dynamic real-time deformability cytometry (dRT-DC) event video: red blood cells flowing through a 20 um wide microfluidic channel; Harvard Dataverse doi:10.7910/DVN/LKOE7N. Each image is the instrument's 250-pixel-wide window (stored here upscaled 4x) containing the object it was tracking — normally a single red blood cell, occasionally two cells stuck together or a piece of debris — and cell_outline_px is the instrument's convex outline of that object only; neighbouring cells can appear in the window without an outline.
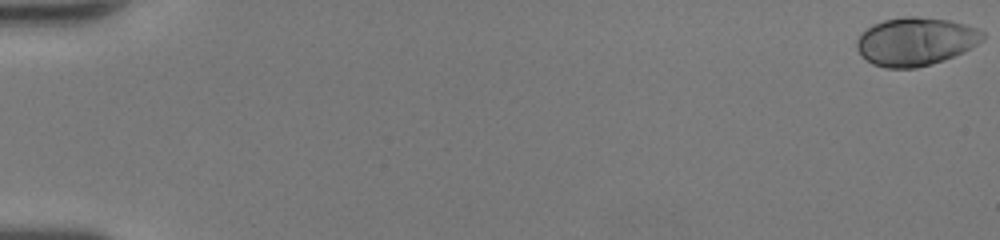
{"species": "human", "species_latin": "Homo sapiens", "temperature_condition": "room temperature", "stored_images_in_passage": 51, "camera_frame_rate_fps": 3000, "um_per_image_px": 0.085, "donor": {"sex": "female"}, "frame": {"image": 1, "passage_image": 1, "time_ms": 0.0, "image_size_px": [1000, 240], "cell_outline_px": [[984, 40], [964, 52], [944, 60], [916, 68], [884, 68], [872, 64], [856, 48], [856, 40], [872, 24], [884, 20], [904, 16], [916, 16], [948, 20], [980, 28], [984, 32]], "centroid_in_image_um": [77.86, 3.52], "position_along_channel_um": 7.1, "area_um2": 35.43}}
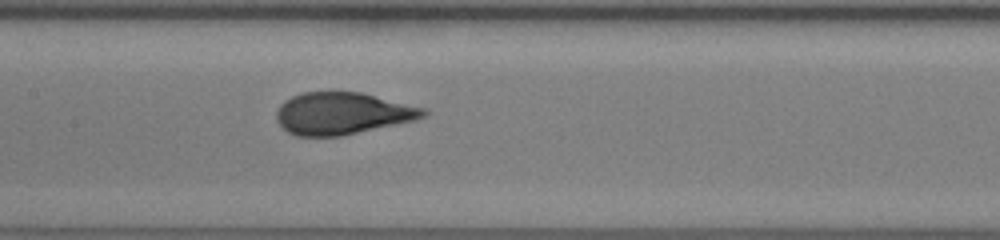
{"frame": {"image": 2, "passage_image": 27, "time_ms": 8.667, "image_size_px": [1000, 240], "cell_outline_px": [[428, 112], [424, 116], [416, 120], [340, 136], [296, 136], [288, 132], [276, 120], [276, 112], [280, 104], [284, 100], [292, 96], [304, 92], [360, 92], [424, 108]], "centroid_in_image_um": [29.07, 9.64], "position_along_channel_um": 178.3, "area_um2": 35.78}}
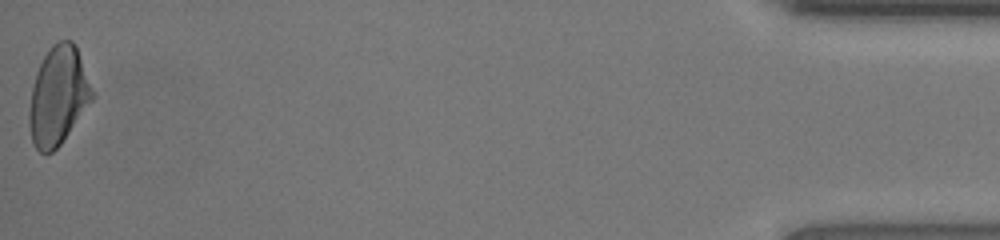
{"frame": {"image": 3, "passage_image": 51, "time_ms": 16.667, "image_size_px": [1000, 240], "cell_outline_px": [[96, 96], [60, 144], [52, 152], [40, 152], [36, 148], [32, 140], [28, 124], [28, 112], [32, 88], [36, 72], [44, 56], [52, 44], [60, 40], [72, 40], [76, 44]], "centroid_in_image_um": [4.96, 8.12], "position_along_channel_um": 430.2, "area_um2": 36.24}, "authors_computed_cell_mechanics": {"area_um2": 35.7204, "velocity_mm_per_s": 4.2735, "shape_relaxation_time_tau1_ms": 5.2815, "shape_relaxation_time_tau2_ms": null, "deformation_change_tau1": 0.2143, "deformation_change_tau2": null}}